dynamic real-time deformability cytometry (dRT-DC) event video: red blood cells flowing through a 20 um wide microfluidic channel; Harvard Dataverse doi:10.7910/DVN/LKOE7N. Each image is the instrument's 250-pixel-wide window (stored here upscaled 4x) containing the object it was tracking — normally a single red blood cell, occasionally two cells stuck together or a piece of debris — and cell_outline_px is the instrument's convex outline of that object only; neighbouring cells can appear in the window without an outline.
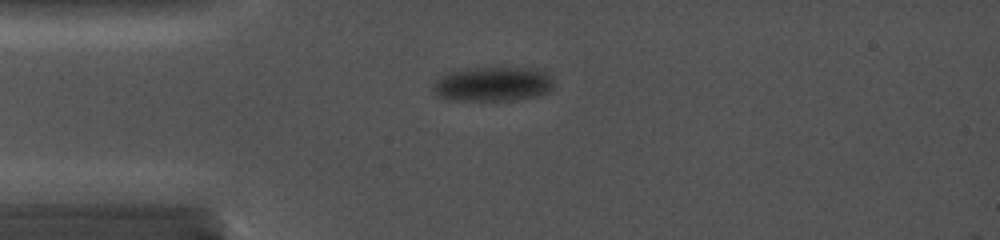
{"species": "common noctule bat (a hibernating species)", "species_latin": "Nyctalus noctula", "temperature_condition": "cold", "stored_images_in_passage": 2, "camera_frame_rate_fps": 5000, "um_per_image_px": 0.085, "animal": {"sex": "female", "body_mass_g": 19.0, "forearm_length_mm": 56.7}, "frame": {"image": 1, "passage_image": 1, "time_ms": 0.0, "image_size_px": [1000, 240], "cell_outline_px": [[548, 88], [540, 92], [504, 96], [444, 96], [436, 88], [436, 84], [448, 72], [464, 68], [508, 68], [536, 72], [544, 76], [548, 84]], "centroid_in_image_um": [41.73, 7.01], "position_along_channel_um": 43.3, "area_um2": 19.36}}